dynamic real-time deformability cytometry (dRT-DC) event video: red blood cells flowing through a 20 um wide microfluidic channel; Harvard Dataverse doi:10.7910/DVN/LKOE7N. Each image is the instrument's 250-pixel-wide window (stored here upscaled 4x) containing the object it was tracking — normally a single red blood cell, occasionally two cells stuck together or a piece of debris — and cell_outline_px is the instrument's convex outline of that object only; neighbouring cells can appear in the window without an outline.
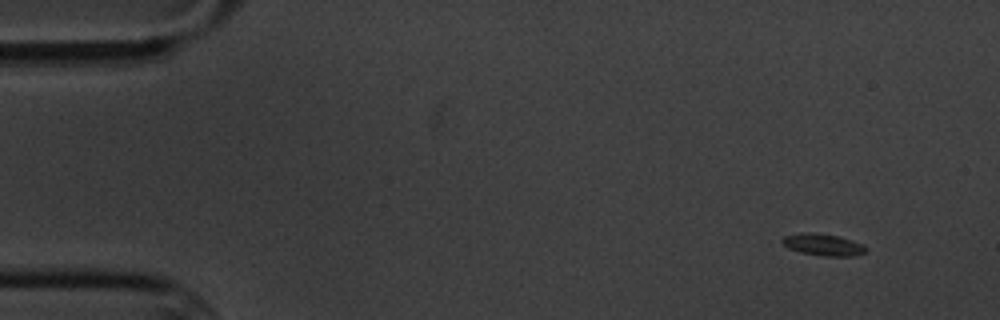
{"species": "common noctule bat (a hibernating species)", "species_latin": "Nyctalus noctula", "temperature_condition": "cold", "stored_images_in_passage": 5, "camera_frame_rate_fps": 3000, "um_per_image_px": 0.085, "animal": {"sex": "male", "body_mass_g": 20.1, "forearm_length_mm": 53.5}, "frame": {"image": 1, "passage_image": 1, "time_ms": 0.0, "image_size_px": [1000, 320], "cell_outline_px": [[868, 252], [852, 256], [820, 256], [800, 252], [788, 248], [780, 240], [784, 236], [800, 232], [812, 232], [840, 236], [864, 244], [868, 248]], "centroid_in_image_um": [69.99, 20.79], "position_along_channel_um": 15.0, "area_um2": 10.92}}